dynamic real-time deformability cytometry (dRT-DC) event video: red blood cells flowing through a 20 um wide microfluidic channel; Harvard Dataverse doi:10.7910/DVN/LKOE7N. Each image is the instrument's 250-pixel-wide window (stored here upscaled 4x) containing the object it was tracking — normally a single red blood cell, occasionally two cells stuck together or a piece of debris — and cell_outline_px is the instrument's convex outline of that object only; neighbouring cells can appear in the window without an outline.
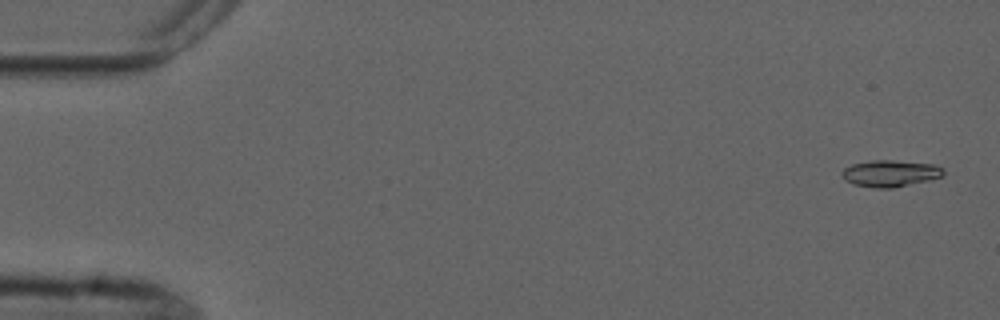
{"species": "common noctule bat (a hibernating species)", "species_latin": "Nyctalus noctula", "temperature_condition": "cold", "stored_images_in_passage": 5, "camera_frame_rate_fps": 3000, "um_per_image_px": 0.085, "animal": {"sex": "male", "forearm_length_mm": 52.5}, "frame": {"image": 1, "passage_image": 1, "time_ms": 0.0, "image_size_px": [1000, 320], "cell_outline_px": [[944, 172], [940, 176], [928, 180], [892, 188], [872, 188], [852, 184], [844, 180], [840, 172], [844, 168], [852, 164], [872, 160], [892, 160], [936, 164], [944, 168]], "centroid_in_image_um": [75.63, 14.73], "position_along_channel_um": 9.4, "area_um2": 15.84}}
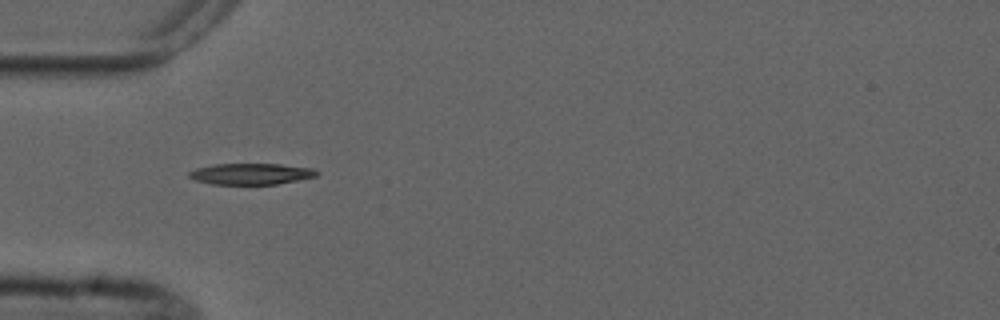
{"frame": {"image": 2, "passage_image": 4, "time_ms": 5.0, "image_size_px": [1000, 320], "cell_outline_px": [[320, 172], [316, 176], [276, 184], [212, 184], [196, 180], [188, 176], [188, 172], [196, 168], [212, 164], [280, 164], [312, 168]], "centroid_in_image_um": [21.32, 14.77], "position_along_channel_um": 63.7, "area_um2": 15.66}}
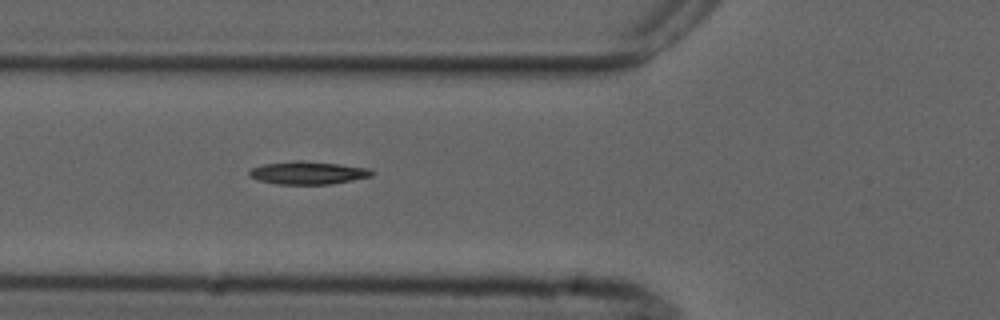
{"frame": {"image": 3, "passage_image": 5, "time_ms": 6.0, "image_size_px": [1000, 320], "cell_outline_px": [[372, 176], [332, 184], [276, 184], [260, 180], [248, 176], [248, 172], [252, 168], [264, 164], [292, 160], [304, 160], [368, 168], [372, 172]], "centroid_in_image_um": [26.13, 14.68], "position_along_channel_um": 99.7, "area_um2": 16.24}}